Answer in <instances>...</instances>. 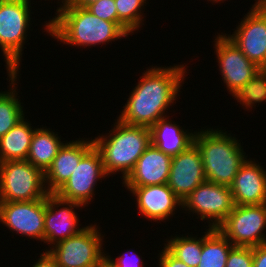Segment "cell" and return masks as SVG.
<instances>
[{
    "instance_id": "23",
    "label": "cell",
    "mask_w": 266,
    "mask_h": 267,
    "mask_svg": "<svg viewBox=\"0 0 266 267\" xmlns=\"http://www.w3.org/2000/svg\"><path fill=\"white\" fill-rule=\"evenodd\" d=\"M6 72L8 75L6 79L11 83L8 86V88L10 87L8 91L6 89L5 91H0V138L18 124L26 114L23 110V102H21L18 94L19 73L9 70Z\"/></svg>"
},
{
    "instance_id": "20",
    "label": "cell",
    "mask_w": 266,
    "mask_h": 267,
    "mask_svg": "<svg viewBox=\"0 0 266 267\" xmlns=\"http://www.w3.org/2000/svg\"><path fill=\"white\" fill-rule=\"evenodd\" d=\"M169 116L150 127L151 144L171 157L178 155L194 143L196 131L184 129ZM179 124V125H178Z\"/></svg>"
},
{
    "instance_id": "24",
    "label": "cell",
    "mask_w": 266,
    "mask_h": 267,
    "mask_svg": "<svg viewBox=\"0 0 266 267\" xmlns=\"http://www.w3.org/2000/svg\"><path fill=\"white\" fill-rule=\"evenodd\" d=\"M198 267H225L233 244L217 229L205 228Z\"/></svg>"
},
{
    "instance_id": "7",
    "label": "cell",
    "mask_w": 266,
    "mask_h": 267,
    "mask_svg": "<svg viewBox=\"0 0 266 267\" xmlns=\"http://www.w3.org/2000/svg\"><path fill=\"white\" fill-rule=\"evenodd\" d=\"M48 194L39 168L27 160L0 162V201H32Z\"/></svg>"
},
{
    "instance_id": "30",
    "label": "cell",
    "mask_w": 266,
    "mask_h": 267,
    "mask_svg": "<svg viewBox=\"0 0 266 267\" xmlns=\"http://www.w3.org/2000/svg\"><path fill=\"white\" fill-rule=\"evenodd\" d=\"M86 8L96 17L118 25L115 0H99L89 4Z\"/></svg>"
},
{
    "instance_id": "9",
    "label": "cell",
    "mask_w": 266,
    "mask_h": 267,
    "mask_svg": "<svg viewBox=\"0 0 266 267\" xmlns=\"http://www.w3.org/2000/svg\"><path fill=\"white\" fill-rule=\"evenodd\" d=\"M217 229L233 246L255 247L266 244V203L234 205Z\"/></svg>"
},
{
    "instance_id": "11",
    "label": "cell",
    "mask_w": 266,
    "mask_h": 267,
    "mask_svg": "<svg viewBox=\"0 0 266 267\" xmlns=\"http://www.w3.org/2000/svg\"><path fill=\"white\" fill-rule=\"evenodd\" d=\"M214 39V53L219 74L229 94L246 85L262 69L252 63L242 51L223 33Z\"/></svg>"
},
{
    "instance_id": "17",
    "label": "cell",
    "mask_w": 266,
    "mask_h": 267,
    "mask_svg": "<svg viewBox=\"0 0 266 267\" xmlns=\"http://www.w3.org/2000/svg\"><path fill=\"white\" fill-rule=\"evenodd\" d=\"M256 159L247 158L230 186L234 205L266 203V169Z\"/></svg>"
},
{
    "instance_id": "6",
    "label": "cell",
    "mask_w": 266,
    "mask_h": 267,
    "mask_svg": "<svg viewBox=\"0 0 266 267\" xmlns=\"http://www.w3.org/2000/svg\"><path fill=\"white\" fill-rule=\"evenodd\" d=\"M98 226L96 222L90 223L79 233L45 251L55 259L58 267H105L104 235Z\"/></svg>"
},
{
    "instance_id": "25",
    "label": "cell",
    "mask_w": 266,
    "mask_h": 267,
    "mask_svg": "<svg viewBox=\"0 0 266 267\" xmlns=\"http://www.w3.org/2000/svg\"><path fill=\"white\" fill-rule=\"evenodd\" d=\"M183 235H171L169 239H165L166 243H164L163 246L173 256L187 264L189 267H198L202 252V237H198V234L192 235V232L191 235L189 232L187 233V236L186 234Z\"/></svg>"
},
{
    "instance_id": "18",
    "label": "cell",
    "mask_w": 266,
    "mask_h": 267,
    "mask_svg": "<svg viewBox=\"0 0 266 267\" xmlns=\"http://www.w3.org/2000/svg\"><path fill=\"white\" fill-rule=\"evenodd\" d=\"M94 146L91 138L66 140L58 150L51 166L44 173L49 193H55L71 176L81 158Z\"/></svg>"
},
{
    "instance_id": "8",
    "label": "cell",
    "mask_w": 266,
    "mask_h": 267,
    "mask_svg": "<svg viewBox=\"0 0 266 267\" xmlns=\"http://www.w3.org/2000/svg\"><path fill=\"white\" fill-rule=\"evenodd\" d=\"M231 188L210 181H204L182 201V210L188 216L193 214L206 221L207 228H217L233 210ZM190 214V215H189Z\"/></svg>"
},
{
    "instance_id": "5",
    "label": "cell",
    "mask_w": 266,
    "mask_h": 267,
    "mask_svg": "<svg viewBox=\"0 0 266 267\" xmlns=\"http://www.w3.org/2000/svg\"><path fill=\"white\" fill-rule=\"evenodd\" d=\"M29 0H10L0 3V50L6 70L20 73L24 45L28 42L32 20ZM29 34V35H28ZM20 70V71H19Z\"/></svg>"
},
{
    "instance_id": "32",
    "label": "cell",
    "mask_w": 266,
    "mask_h": 267,
    "mask_svg": "<svg viewBox=\"0 0 266 267\" xmlns=\"http://www.w3.org/2000/svg\"><path fill=\"white\" fill-rule=\"evenodd\" d=\"M253 267H266V244L253 247Z\"/></svg>"
},
{
    "instance_id": "36",
    "label": "cell",
    "mask_w": 266,
    "mask_h": 267,
    "mask_svg": "<svg viewBox=\"0 0 266 267\" xmlns=\"http://www.w3.org/2000/svg\"><path fill=\"white\" fill-rule=\"evenodd\" d=\"M206 1V0H205ZM212 2L211 4L213 5L214 3H224V1H226V0H207V2ZM228 1V0H227Z\"/></svg>"
},
{
    "instance_id": "28",
    "label": "cell",
    "mask_w": 266,
    "mask_h": 267,
    "mask_svg": "<svg viewBox=\"0 0 266 267\" xmlns=\"http://www.w3.org/2000/svg\"><path fill=\"white\" fill-rule=\"evenodd\" d=\"M143 258L144 257L140 258L138 253L134 252V250L131 251L130 249L129 251L128 249L125 250L123 254H120L115 258L111 257V254L109 255L106 251L105 267H144L146 263L142 261Z\"/></svg>"
},
{
    "instance_id": "1",
    "label": "cell",
    "mask_w": 266,
    "mask_h": 267,
    "mask_svg": "<svg viewBox=\"0 0 266 267\" xmlns=\"http://www.w3.org/2000/svg\"><path fill=\"white\" fill-rule=\"evenodd\" d=\"M187 65L181 62L180 65L173 64L167 67H147L135 83L137 85L129 93L117 119L125 124L150 128L161 118L169 116L168 111L180 96V90L183 89L181 87L184 86L182 84H185V78L189 73Z\"/></svg>"
},
{
    "instance_id": "12",
    "label": "cell",
    "mask_w": 266,
    "mask_h": 267,
    "mask_svg": "<svg viewBox=\"0 0 266 267\" xmlns=\"http://www.w3.org/2000/svg\"><path fill=\"white\" fill-rule=\"evenodd\" d=\"M45 198L32 201H0V224L12 232L44 242Z\"/></svg>"
},
{
    "instance_id": "29",
    "label": "cell",
    "mask_w": 266,
    "mask_h": 267,
    "mask_svg": "<svg viewBox=\"0 0 266 267\" xmlns=\"http://www.w3.org/2000/svg\"><path fill=\"white\" fill-rule=\"evenodd\" d=\"M225 267H253V247L234 246Z\"/></svg>"
},
{
    "instance_id": "4",
    "label": "cell",
    "mask_w": 266,
    "mask_h": 267,
    "mask_svg": "<svg viewBox=\"0 0 266 267\" xmlns=\"http://www.w3.org/2000/svg\"><path fill=\"white\" fill-rule=\"evenodd\" d=\"M219 128H198L194 143L202 156L206 180L230 187L248 154L236 134Z\"/></svg>"
},
{
    "instance_id": "26",
    "label": "cell",
    "mask_w": 266,
    "mask_h": 267,
    "mask_svg": "<svg viewBox=\"0 0 266 267\" xmlns=\"http://www.w3.org/2000/svg\"><path fill=\"white\" fill-rule=\"evenodd\" d=\"M148 0H115L118 26L127 34L133 35L135 31H139L145 25L144 8L147 6Z\"/></svg>"
},
{
    "instance_id": "2",
    "label": "cell",
    "mask_w": 266,
    "mask_h": 267,
    "mask_svg": "<svg viewBox=\"0 0 266 267\" xmlns=\"http://www.w3.org/2000/svg\"><path fill=\"white\" fill-rule=\"evenodd\" d=\"M55 15L44 21L42 30L69 47L91 48L129 37L116 23L100 19L69 0L57 7Z\"/></svg>"
},
{
    "instance_id": "13",
    "label": "cell",
    "mask_w": 266,
    "mask_h": 267,
    "mask_svg": "<svg viewBox=\"0 0 266 267\" xmlns=\"http://www.w3.org/2000/svg\"><path fill=\"white\" fill-rule=\"evenodd\" d=\"M82 208L85 207L77 202L63 200L55 193L45 197L44 244L49 245L48 249L85 228L78 223L80 218L77 209Z\"/></svg>"
},
{
    "instance_id": "33",
    "label": "cell",
    "mask_w": 266,
    "mask_h": 267,
    "mask_svg": "<svg viewBox=\"0 0 266 267\" xmlns=\"http://www.w3.org/2000/svg\"><path fill=\"white\" fill-rule=\"evenodd\" d=\"M43 252L39 253L40 257L36 259V262L31 267H58L55 259L49 254L48 251L42 249Z\"/></svg>"
},
{
    "instance_id": "27",
    "label": "cell",
    "mask_w": 266,
    "mask_h": 267,
    "mask_svg": "<svg viewBox=\"0 0 266 267\" xmlns=\"http://www.w3.org/2000/svg\"><path fill=\"white\" fill-rule=\"evenodd\" d=\"M234 100L242 106L245 111L253 109L259 103L266 102V71L258 72L246 85L232 94ZM256 104V105H255ZM244 107V108H243Z\"/></svg>"
},
{
    "instance_id": "14",
    "label": "cell",
    "mask_w": 266,
    "mask_h": 267,
    "mask_svg": "<svg viewBox=\"0 0 266 267\" xmlns=\"http://www.w3.org/2000/svg\"><path fill=\"white\" fill-rule=\"evenodd\" d=\"M252 6V7H251ZM238 22L231 34L225 35L259 68H266V16L254 5Z\"/></svg>"
},
{
    "instance_id": "10",
    "label": "cell",
    "mask_w": 266,
    "mask_h": 267,
    "mask_svg": "<svg viewBox=\"0 0 266 267\" xmlns=\"http://www.w3.org/2000/svg\"><path fill=\"white\" fill-rule=\"evenodd\" d=\"M109 178L103 168L99 151L93 146L80 160L70 178L55 192L66 201L87 207L95 199L97 181Z\"/></svg>"
},
{
    "instance_id": "22",
    "label": "cell",
    "mask_w": 266,
    "mask_h": 267,
    "mask_svg": "<svg viewBox=\"0 0 266 267\" xmlns=\"http://www.w3.org/2000/svg\"><path fill=\"white\" fill-rule=\"evenodd\" d=\"M30 122L27 117H24L0 138V162L27 159L31 139L37 128Z\"/></svg>"
},
{
    "instance_id": "35",
    "label": "cell",
    "mask_w": 266,
    "mask_h": 267,
    "mask_svg": "<svg viewBox=\"0 0 266 267\" xmlns=\"http://www.w3.org/2000/svg\"><path fill=\"white\" fill-rule=\"evenodd\" d=\"M253 4L266 16V0H254Z\"/></svg>"
},
{
    "instance_id": "3",
    "label": "cell",
    "mask_w": 266,
    "mask_h": 267,
    "mask_svg": "<svg viewBox=\"0 0 266 267\" xmlns=\"http://www.w3.org/2000/svg\"><path fill=\"white\" fill-rule=\"evenodd\" d=\"M114 121L109 133L99 134L92 140L101 155L106 175L122 174L123 182L151 145V133L149 127L125 124L119 119Z\"/></svg>"
},
{
    "instance_id": "38",
    "label": "cell",
    "mask_w": 266,
    "mask_h": 267,
    "mask_svg": "<svg viewBox=\"0 0 266 267\" xmlns=\"http://www.w3.org/2000/svg\"><path fill=\"white\" fill-rule=\"evenodd\" d=\"M7 1H10V0H0V3L7 2Z\"/></svg>"
},
{
    "instance_id": "19",
    "label": "cell",
    "mask_w": 266,
    "mask_h": 267,
    "mask_svg": "<svg viewBox=\"0 0 266 267\" xmlns=\"http://www.w3.org/2000/svg\"><path fill=\"white\" fill-rule=\"evenodd\" d=\"M172 157L152 144L138 158L134 169L122 182L124 187L167 184Z\"/></svg>"
},
{
    "instance_id": "37",
    "label": "cell",
    "mask_w": 266,
    "mask_h": 267,
    "mask_svg": "<svg viewBox=\"0 0 266 267\" xmlns=\"http://www.w3.org/2000/svg\"><path fill=\"white\" fill-rule=\"evenodd\" d=\"M29 1H31V0H29ZM57 1H60V2H61V3H60V2H57V4L59 3L57 6H61V5H63L67 0H57Z\"/></svg>"
},
{
    "instance_id": "15",
    "label": "cell",
    "mask_w": 266,
    "mask_h": 267,
    "mask_svg": "<svg viewBox=\"0 0 266 267\" xmlns=\"http://www.w3.org/2000/svg\"><path fill=\"white\" fill-rule=\"evenodd\" d=\"M125 189L132 194V197H135V208L143 218H146L145 220L148 219L147 221L159 224L163 221H169L177 210L179 211L180 209L182 211V200L172 191L168 184L125 187Z\"/></svg>"
},
{
    "instance_id": "34",
    "label": "cell",
    "mask_w": 266,
    "mask_h": 267,
    "mask_svg": "<svg viewBox=\"0 0 266 267\" xmlns=\"http://www.w3.org/2000/svg\"><path fill=\"white\" fill-rule=\"evenodd\" d=\"M72 4L86 8L89 4L99 0H69Z\"/></svg>"
},
{
    "instance_id": "21",
    "label": "cell",
    "mask_w": 266,
    "mask_h": 267,
    "mask_svg": "<svg viewBox=\"0 0 266 267\" xmlns=\"http://www.w3.org/2000/svg\"><path fill=\"white\" fill-rule=\"evenodd\" d=\"M45 126L37 127L31 139V145L27 161L44 173L51 166L53 159L57 156L58 150L65 141H62L58 132Z\"/></svg>"
},
{
    "instance_id": "31",
    "label": "cell",
    "mask_w": 266,
    "mask_h": 267,
    "mask_svg": "<svg viewBox=\"0 0 266 267\" xmlns=\"http://www.w3.org/2000/svg\"><path fill=\"white\" fill-rule=\"evenodd\" d=\"M158 267H189L187 264L173 256L165 247L158 253Z\"/></svg>"
},
{
    "instance_id": "16",
    "label": "cell",
    "mask_w": 266,
    "mask_h": 267,
    "mask_svg": "<svg viewBox=\"0 0 266 267\" xmlns=\"http://www.w3.org/2000/svg\"><path fill=\"white\" fill-rule=\"evenodd\" d=\"M204 181L202 156L195 143L172 157L167 184L182 201Z\"/></svg>"
}]
</instances>
